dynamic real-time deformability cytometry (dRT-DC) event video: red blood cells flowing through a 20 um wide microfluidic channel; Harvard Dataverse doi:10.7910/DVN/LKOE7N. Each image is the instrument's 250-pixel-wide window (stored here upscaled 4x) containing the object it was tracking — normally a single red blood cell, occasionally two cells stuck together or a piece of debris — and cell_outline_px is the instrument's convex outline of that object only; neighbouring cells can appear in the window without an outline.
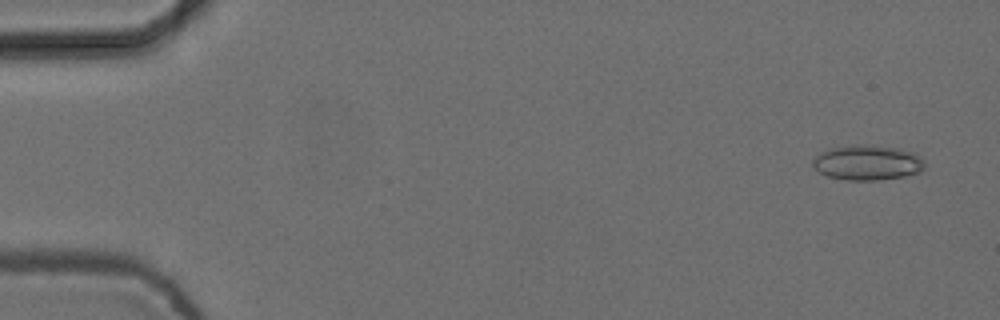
{"species": "common noctule bat (a hibernating species)", "species_latin": "Nyctalus noctula", "temperature_condition": "cold", "stored_images_in_passage": 5, "camera_frame_rate_fps": 3000, "um_per_image_px": 0.085, "animal": {"sex": "female", "body_mass_g": 24.6, "forearm_length_mm": 56.2}, "frame": {"image": 1, "passage_image": 1, "time_ms": 0.0, "image_size_px": [1000, 320], "cell_outline_px": [[924, 168], [920, 172], [904, 176], [876, 180], [848, 180], [828, 176], [812, 168], [812, 160], [820, 152], [828, 148], [860, 144], [872, 144], [900, 148], [916, 152], [924, 160]], "centroid_in_image_um": [73.74, 13.8], "position_along_channel_um": 11.3, "area_um2": 23.24}}